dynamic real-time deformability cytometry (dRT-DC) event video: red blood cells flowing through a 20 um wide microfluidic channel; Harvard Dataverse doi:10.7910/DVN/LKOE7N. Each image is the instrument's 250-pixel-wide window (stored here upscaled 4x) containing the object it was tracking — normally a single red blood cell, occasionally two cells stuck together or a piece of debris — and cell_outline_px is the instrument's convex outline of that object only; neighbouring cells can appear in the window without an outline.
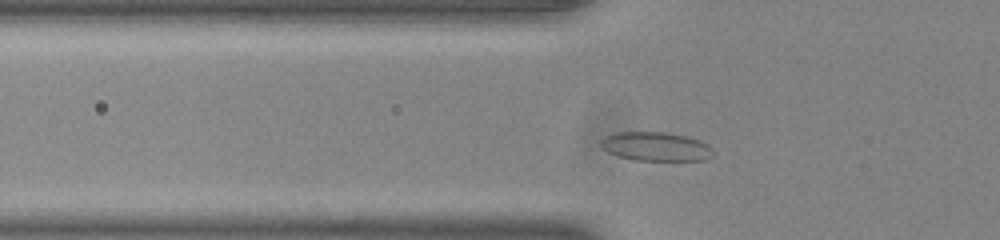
{"species": "common noctule bat (a hibernating species)", "species_latin": "Nyctalus noctula", "temperature_condition": "room temperature", "stored_images_in_passage": 42, "camera_frame_rate_fps": 3000, "um_per_image_px": 0.085, "animal": {"sex": "male", "body_mass_g": 20.0, "forearm_length_mm": 53.3}, "frame": {"image": 1, "passage_image": 7, "time_ms": 2.0, "image_size_px": [1000, 240], "cell_outline_px": [[712, 156], [704, 160], [636, 160], [620, 156], [608, 152], [600, 144], [600, 140], [604, 136], [616, 132], [664, 132], [684, 136], [700, 140], [708, 144], [712, 148]], "centroid_in_image_um": [55.74, 12.45], "position_along_channel_um": 70.1, "area_um2": 18.79}}
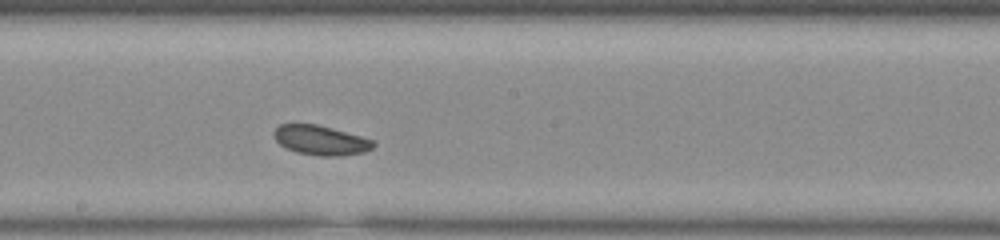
{"frame": {"image": 2, "passage_image": 19, "time_ms": 6.0, "image_size_px": [1000, 240], "cell_outline_px": [[376, 144], [372, 148], [364, 152], [340, 156], [320, 156], [296, 152], [280, 144], [276, 140], [272, 132], [280, 124], [316, 124], [332, 128], [360, 136], [372, 140]], "centroid_in_image_um": [27.25, 11.92], "position_along_channel_um": 220.9, "area_um2": 16.99}}
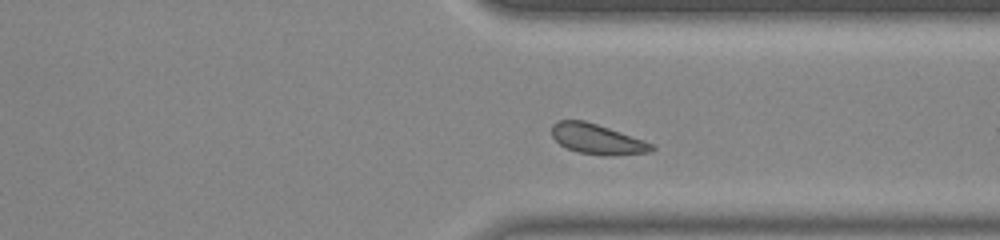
{"frame": {"image": 3, "passage_image": 30, "time_ms": 9.667, "image_size_px": [1000, 240], "cell_outline_px": [[656, 148], [652, 152], [612, 156], [604, 156], [576, 152], [560, 144], [552, 136], [552, 124], [560, 120], [584, 120], [644, 140], [652, 144]], "centroid_in_image_um": [50.78, 11.84], "position_along_channel_um": 360.6, "area_um2": 17.57}, "authors_computed_cell_mechanics": {"area_um2": 18.1203, "velocity_mm_per_s": 3.8015, "shape_relaxation_time_tau1_ms": 8.9441, "shape_relaxation_time_tau2_ms": 10.3359, "deformation_change_tau1": 0.1181, "deformation_change_tau2": 0.1504}}